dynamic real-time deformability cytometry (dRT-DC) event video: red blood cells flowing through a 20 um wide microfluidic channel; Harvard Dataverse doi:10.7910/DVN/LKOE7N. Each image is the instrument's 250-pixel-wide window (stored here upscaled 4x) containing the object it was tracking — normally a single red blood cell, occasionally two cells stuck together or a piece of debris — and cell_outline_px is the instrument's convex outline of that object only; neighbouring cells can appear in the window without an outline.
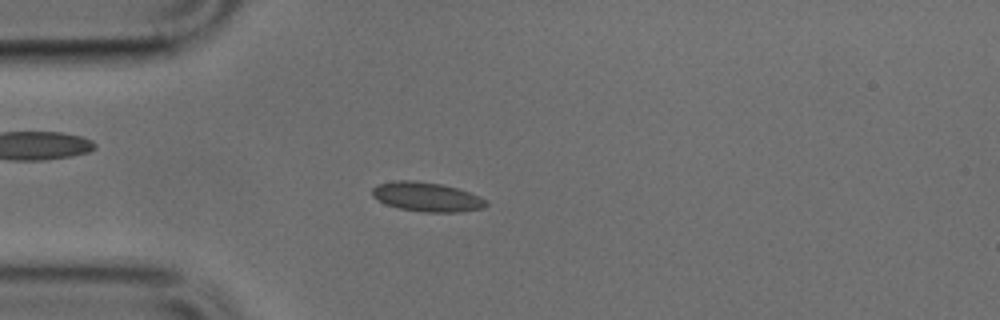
{"species": "common noctule bat (a hibernating species)", "species_latin": "Nyctalus noctula", "temperature_condition": "cold", "stored_images_in_passage": 49, "camera_frame_rate_fps": 3000, "um_per_image_px": 0.085, "animal": {"sex": "male", "body_mass_g": 17.9, "forearm_length_mm": 54.2}, "frame": {"image": 1, "passage_image": 12, "time_ms": 3.667, "image_size_px": [1000, 320], "cell_outline_px": [[488, 204], [484, 208], [460, 212], [424, 212], [400, 208], [384, 204], [372, 196], [372, 188], [376, 184], [396, 180], [416, 180], [440, 184], [456, 188], [480, 196], [488, 200]], "centroid_in_image_um": [36.27, 16.73], "position_along_channel_um": 48.7, "area_um2": 19.59}}
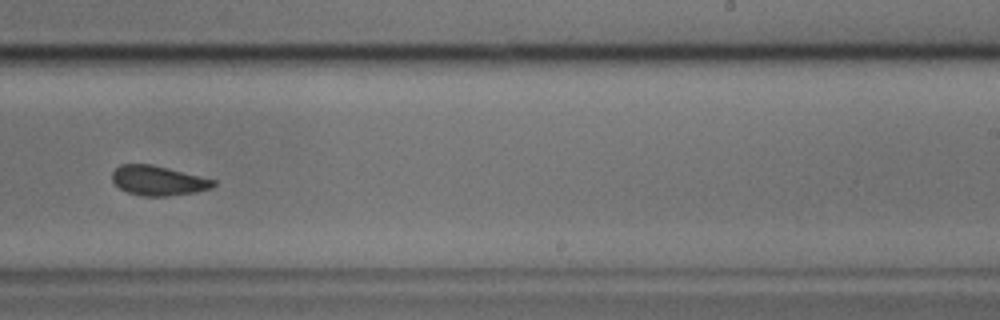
{"frame": {"image": 2, "passage_image": 30, "time_ms": 9.667, "image_size_px": [1000, 320], "cell_outline_px": [[216, 184], [212, 188], [196, 192], [168, 196], [144, 196], [128, 192], [120, 188], [112, 180], [112, 172], [120, 164], [152, 164], [216, 180]], "centroid_in_image_um": [13.46, 15.35], "position_along_channel_um": 275.5, "area_um2": 17.46}}
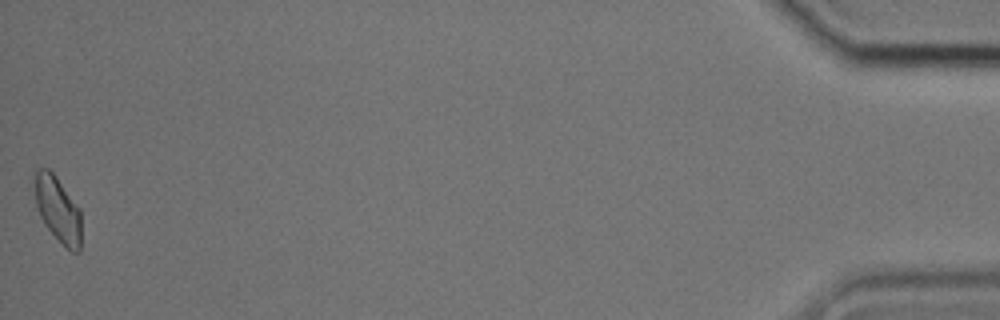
{"frame": {"image": 3, "passage_image": 49, "time_ms": 16.0, "image_size_px": [1000, 320], "cell_outline_px": [[80, 252], [72, 252], [44, 224], [36, 208], [36, 172], [40, 168], [48, 168], [56, 176], [80, 208]], "centroid_in_image_um": [4.93, 17.79], "position_along_channel_um": 430.3, "area_um2": 17.34}}